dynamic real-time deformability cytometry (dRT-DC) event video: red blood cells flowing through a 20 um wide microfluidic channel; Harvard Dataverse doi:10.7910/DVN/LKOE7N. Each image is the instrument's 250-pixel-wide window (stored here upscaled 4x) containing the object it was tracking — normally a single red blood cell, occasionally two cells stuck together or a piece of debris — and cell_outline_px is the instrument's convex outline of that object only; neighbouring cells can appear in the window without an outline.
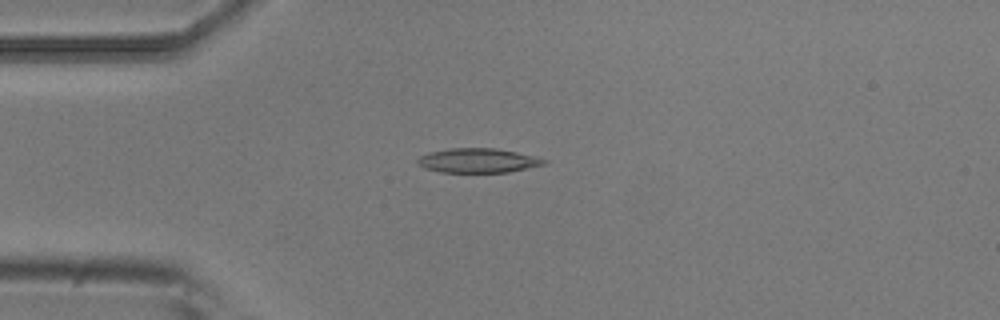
{"species": "common noctule bat (a hibernating species)", "species_latin": "Nyctalus noctula", "temperature_condition": "room temperature", "stored_images_in_passage": 4, "camera_frame_rate_fps": 3000, "um_per_image_px": 0.085, "animal": {"sex": "male", "body_mass_g": 20.5, "forearm_length_mm": 52.5}, "frame": {"image": 1, "passage_image": 2, "time_ms": 0.333, "image_size_px": [1000, 320], "cell_outline_px": [[548, 160], [544, 164], [508, 172], [440, 172], [424, 168], [416, 164], [416, 160], [420, 156], [428, 152], [448, 148], [496, 148], [516, 152]], "centroid_in_image_um": [40.55, 13.64], "position_along_channel_um": 44.5, "area_um2": 17.92}}
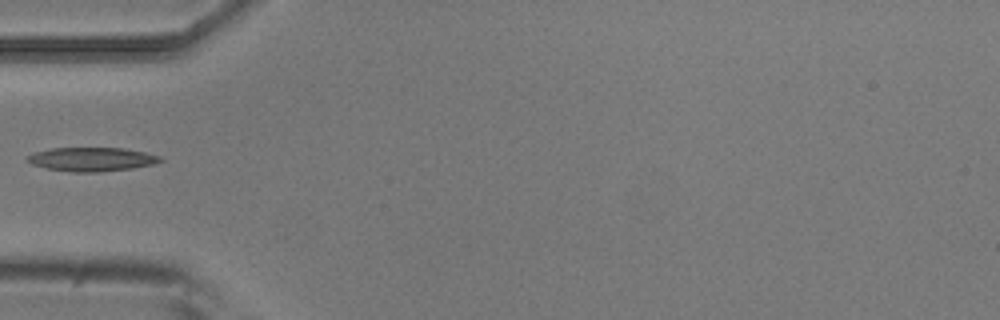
{"frame": {"image": 2, "passage_image": 3, "time_ms": 0.667, "image_size_px": [1000, 320], "cell_outline_px": [[164, 160], [152, 164], [132, 168], [100, 172], [72, 172], [48, 168], [32, 164], [28, 160], [28, 156], [32, 152], [52, 148], [124, 148], [144, 152], [160, 156]], "centroid_in_image_um": [7.8, 13.53], "position_along_channel_um": 77.2, "area_um2": 18.32}}
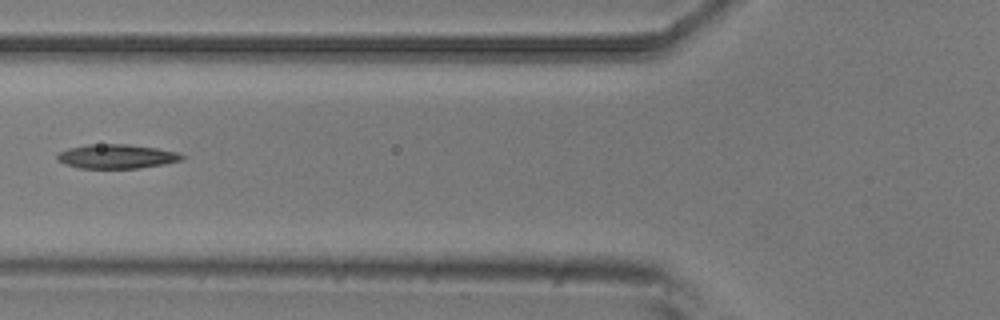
{"frame": {"image": 3, "passage_image": 4, "time_ms": 1.0, "image_size_px": [1000, 320], "cell_outline_px": [[184, 156], [180, 160], [164, 164], [140, 168], [80, 168], [64, 164], [56, 160], [56, 156], [60, 152], [68, 148], [88, 144], [128, 144], [156, 148], [176, 152]], "centroid_in_image_um": [9.86, 13.29], "position_along_channel_um": 115.9, "area_um2": 17.51}}